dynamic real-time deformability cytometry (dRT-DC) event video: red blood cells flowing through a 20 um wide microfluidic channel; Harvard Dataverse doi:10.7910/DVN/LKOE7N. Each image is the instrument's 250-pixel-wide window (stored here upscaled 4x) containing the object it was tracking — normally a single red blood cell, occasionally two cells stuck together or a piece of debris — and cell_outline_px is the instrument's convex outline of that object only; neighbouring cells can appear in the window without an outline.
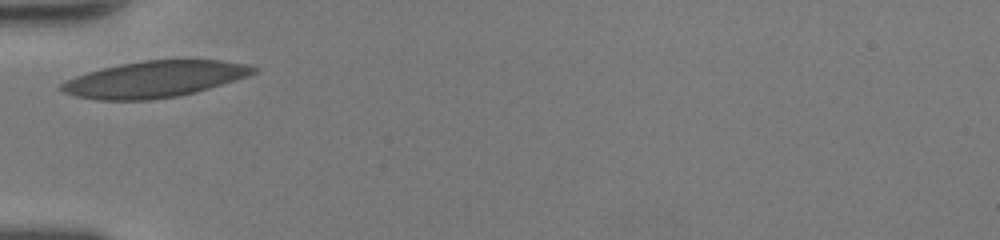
{"species": "human", "species_latin": "Homo sapiens", "temperature_condition": "room temperature", "stored_images_in_passage": 30, "camera_frame_rate_fps": 3000, "um_per_image_px": 0.085, "donor": {"sex": "female"}, "frame": {"image": 1, "passage_image": 1, "time_ms": 0.0, "image_size_px": [1000, 240], "cell_outline_px": [[256, 72], [248, 76], [196, 92], [176, 96], [148, 100], [96, 100], [76, 96], [64, 92], [56, 88], [64, 80], [88, 72], [120, 64], [144, 60], [220, 60], [248, 64], [256, 68]], "centroid_in_image_um": [13.1, 6.74], "position_along_channel_um": 71.9, "area_um2": 40.52}}
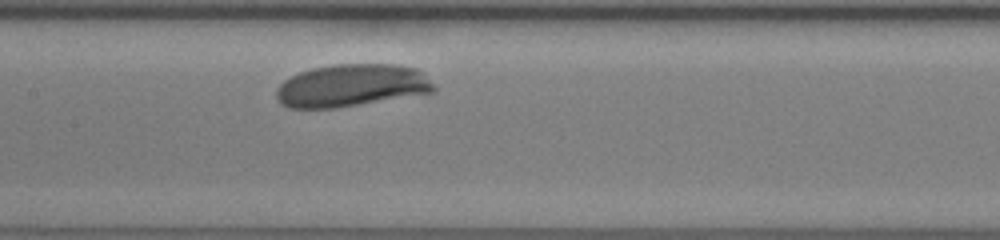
{"frame": {"image": 2, "passage_image": 9, "time_ms": 2.667, "image_size_px": [1000, 240], "cell_outline_px": [[436, 88], [432, 92], [336, 108], [288, 108], [280, 104], [276, 96], [276, 88], [284, 80], [300, 72], [312, 68], [332, 64], [396, 64], [416, 68]], "centroid_in_image_um": [29.81, 7.27], "position_along_channel_um": 177.6, "area_um2": 38.78}}
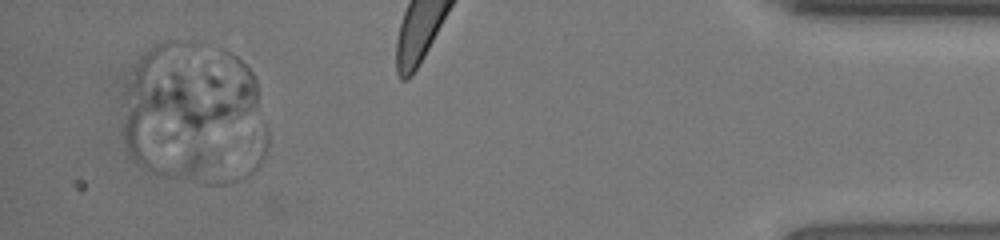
{"frame": {"image": 3, "passage_image": 28, "time_ms": 9.0, "image_size_px": [1000, 240], "cell_outline_px": [[268, 148], [260, 164], [248, 176], [228, 184], [204, 184], [168, 176], [192, 152], [264, 120], [268, 128]], "centroid_in_image_um": [19.24, 13.41], "position_along_channel_um": 416.0, "area_um2": 25.72}, "authors_computed_cell_mechanics": {"area_um2": 38.7838, "velocity_mm_per_s": 4.0072, "shape_relaxation_time_tau1_ms": 1.2219, "shape_relaxation_time_tau2_ms": null, "deformation_change_tau1": 0.088, "deformation_change_tau2": null}}